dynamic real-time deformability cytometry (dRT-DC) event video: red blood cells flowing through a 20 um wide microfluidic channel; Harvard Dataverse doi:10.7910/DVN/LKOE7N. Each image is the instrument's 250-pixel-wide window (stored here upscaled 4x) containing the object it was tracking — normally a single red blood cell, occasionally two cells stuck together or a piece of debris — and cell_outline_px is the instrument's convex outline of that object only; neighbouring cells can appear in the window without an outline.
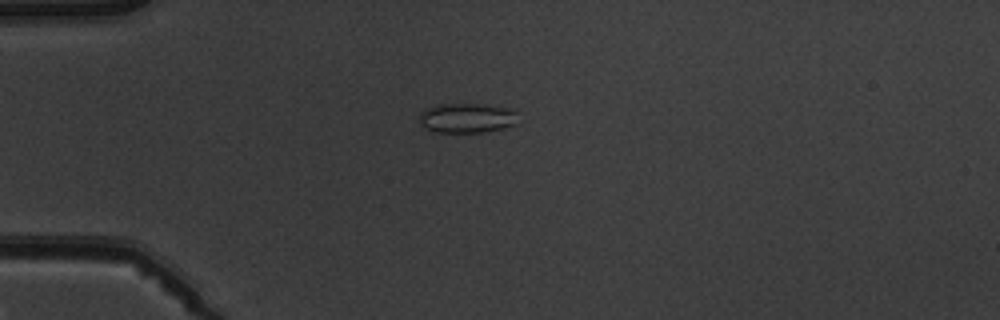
{"species": "common noctule bat (a hibernating species)", "species_latin": "Nyctalus noctula", "temperature_condition": "warm", "stored_images_in_passage": 5, "camera_frame_rate_fps": 3000, "um_per_image_px": 0.085, "animal": {"sex": "male", "body_mass_g": 19.5, "forearm_length_mm": 54.6}, "frame": {"image": 1, "passage_image": 5, "time_ms": 4.667, "image_size_px": [1000, 320], "cell_outline_px": [[516, 124], [504, 128], [488, 132], [436, 132], [424, 128], [420, 120], [420, 112], [424, 108], [440, 104], [484, 104], [512, 108], [516, 112]], "centroid_in_image_um": [39.7, 10.02], "position_along_channel_um": 45.3, "area_um2": 17.28}}